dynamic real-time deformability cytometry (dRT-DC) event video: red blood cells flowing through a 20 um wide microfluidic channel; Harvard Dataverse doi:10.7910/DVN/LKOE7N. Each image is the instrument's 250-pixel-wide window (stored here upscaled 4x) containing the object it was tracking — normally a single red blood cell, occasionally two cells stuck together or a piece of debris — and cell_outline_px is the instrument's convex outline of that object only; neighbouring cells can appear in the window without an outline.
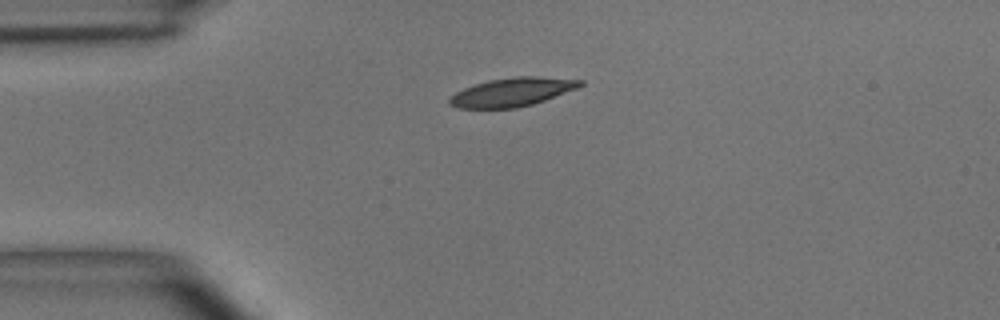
{"species": "common noctule bat (a hibernating species)", "species_latin": "Nyctalus noctula", "temperature_condition": "room temperature", "stored_images_in_passage": 2, "camera_frame_rate_fps": 3000, "um_per_image_px": 0.085, "animal": {"sex": "male", "body_mass_g": 15.6}, "frame": {"image": 1, "passage_image": 1, "time_ms": 0.0, "image_size_px": [1000, 320], "cell_outline_px": [[584, 84], [576, 88], [544, 100], [532, 104], [516, 108], [456, 108], [448, 104], [448, 100], [456, 92], [464, 88], [488, 80], [516, 76], [540, 76], [584, 80]], "centroid_in_image_um": [43.52, 7.82], "position_along_channel_um": 41.5, "area_um2": 21.68}}